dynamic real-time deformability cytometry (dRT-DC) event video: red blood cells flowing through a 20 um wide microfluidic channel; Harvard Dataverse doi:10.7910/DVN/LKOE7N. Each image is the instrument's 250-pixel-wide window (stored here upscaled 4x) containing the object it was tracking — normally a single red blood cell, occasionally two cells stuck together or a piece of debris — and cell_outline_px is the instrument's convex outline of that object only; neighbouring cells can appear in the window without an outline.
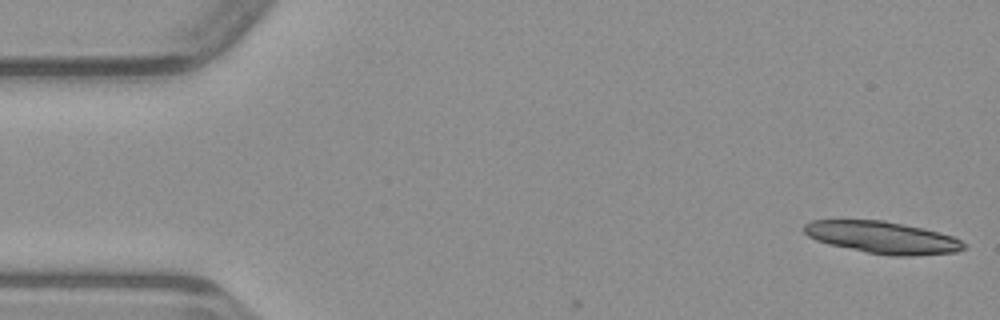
{"species": "common noctule bat (a hibernating species)", "species_latin": "Nyctalus noctula", "temperature_condition": "warm", "stored_images_in_passage": 3, "camera_frame_rate_fps": 3000, "um_per_image_px": 0.085, "animal": {"sex": "male", "body_mass_g": 23.1, "forearm_length_mm": 52.7}, "frame": {"image": 1, "passage_image": 1, "time_ms": 0.0, "image_size_px": [1000, 320], "cell_outline_px": [[968, 244], [964, 248], [956, 252], [912, 256], [892, 256], [868, 252], [828, 244], [816, 240], [808, 236], [804, 232], [804, 224], [812, 220], [884, 220], [924, 228], [952, 236]], "centroid_in_image_um": [75.02, 20.18], "position_along_channel_um": 10.0, "area_um2": 29.82}}